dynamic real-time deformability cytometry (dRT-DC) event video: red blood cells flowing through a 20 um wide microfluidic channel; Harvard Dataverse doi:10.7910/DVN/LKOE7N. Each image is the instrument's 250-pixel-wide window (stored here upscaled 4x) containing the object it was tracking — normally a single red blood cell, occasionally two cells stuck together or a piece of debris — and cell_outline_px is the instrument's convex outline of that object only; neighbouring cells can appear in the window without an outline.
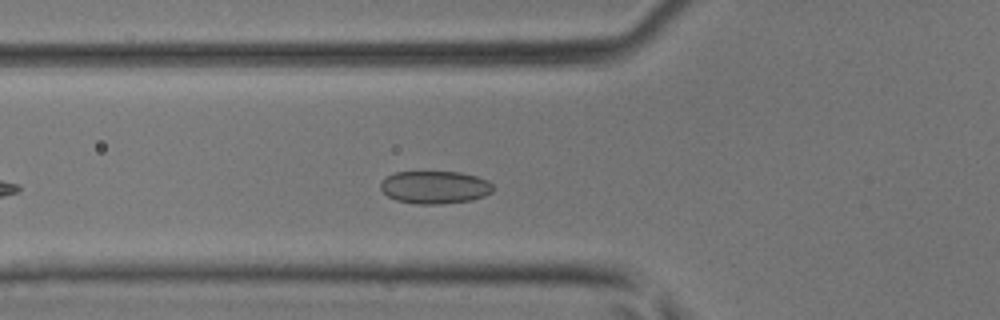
{"species": "common noctule bat (a hibernating species)", "species_latin": "Nyctalus noctula", "temperature_condition": "room temperature", "stored_images_in_passage": 34, "camera_frame_rate_fps": 3000, "um_per_image_px": 0.085, "animal": {"sex": "male", "body_mass_g": 17.9, "forearm_length_mm": 54.2}, "frame": {"image": 1, "passage_image": 8, "time_ms": 2.333, "image_size_px": [1000, 320], "cell_outline_px": [[492, 192], [484, 196], [472, 200], [440, 204], [416, 204], [396, 200], [388, 196], [380, 188], [380, 184], [392, 172], [460, 172], [476, 176], [488, 180], [492, 184]], "centroid_in_image_um": [36.97, 15.92], "position_along_channel_um": 88.8, "area_um2": 21.44}}
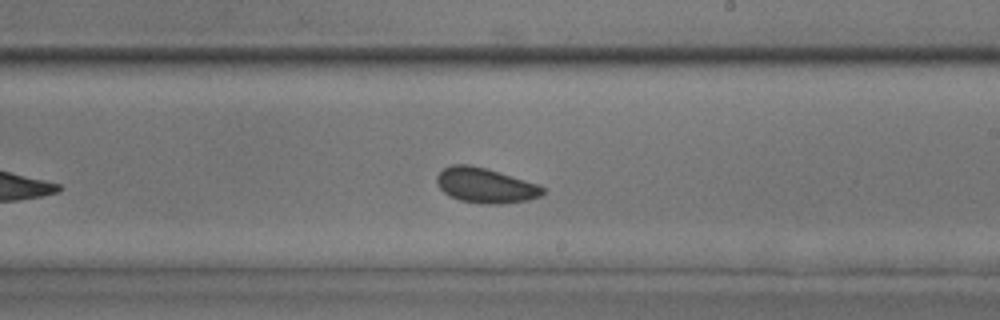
{"frame": {"image": 2, "passage_image": 19, "time_ms": 6.0, "image_size_px": [1000, 320], "cell_outline_px": [[544, 192], [540, 196], [528, 200], [500, 204], [480, 204], [460, 200], [448, 196], [440, 188], [436, 180], [436, 176], [444, 168], [452, 164], [468, 164], [484, 168], [524, 180], [536, 184], [544, 188]], "centroid_in_image_um": [41.22, 15.77], "position_along_channel_um": 247.8, "area_um2": 21.39}}
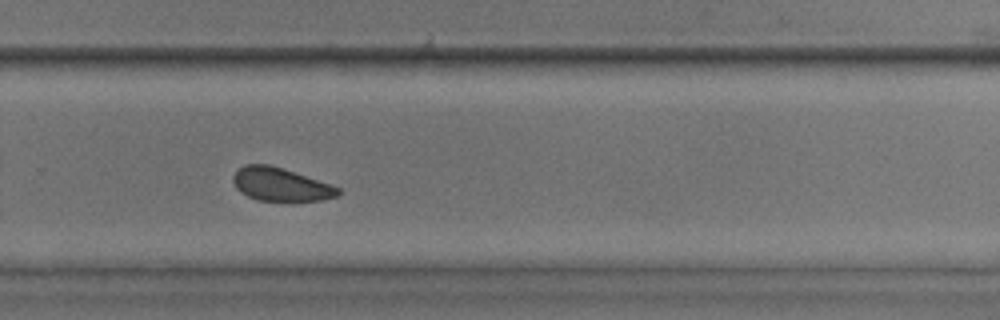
{"frame": {"image": 3, "passage_image": 23, "time_ms": 7.333, "image_size_px": [1000, 320], "cell_outline_px": [[340, 192], [336, 196], [320, 200], [256, 200], [240, 192], [236, 188], [232, 180], [232, 176], [244, 164], [268, 164], [284, 168], [340, 188]], "centroid_in_image_um": [23.8, 15.66], "position_along_channel_um": 306.0, "area_um2": 20.06}}